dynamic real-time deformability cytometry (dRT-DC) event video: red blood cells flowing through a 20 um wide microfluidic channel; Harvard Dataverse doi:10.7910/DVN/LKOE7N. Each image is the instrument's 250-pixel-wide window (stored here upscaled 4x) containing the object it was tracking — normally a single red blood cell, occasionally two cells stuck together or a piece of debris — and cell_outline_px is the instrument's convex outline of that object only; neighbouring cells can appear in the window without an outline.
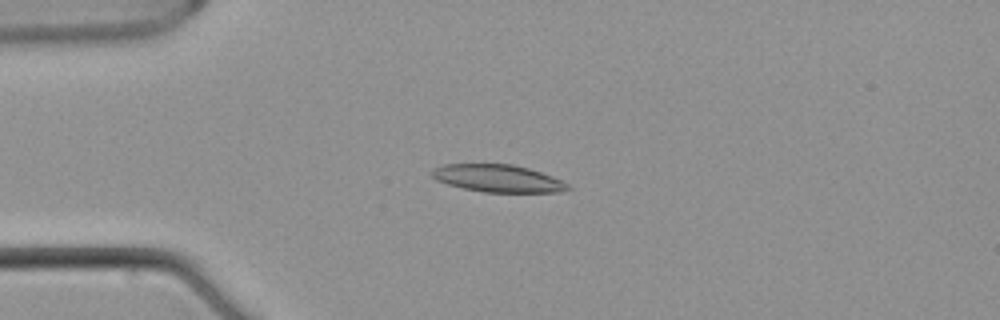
{"species": "common noctule bat (a hibernating species)", "species_latin": "Nyctalus noctula", "temperature_condition": "warm", "stored_images_in_passage": 6, "camera_frame_rate_fps": 3000, "um_per_image_px": 0.085, "animal": {"sex": "male", "body_mass_g": 21.5, "forearm_length_mm": 52.0}, "frame": {"image": 1, "passage_image": 5, "time_ms": 5.667, "image_size_px": [1000, 320], "cell_outline_px": [[572, 188], [560, 192], [484, 192], [464, 188], [448, 184], [436, 180], [432, 176], [432, 168], [444, 164], [512, 164], [528, 168], [552, 176], [568, 184]], "centroid_in_image_um": [42.31, 15.16], "position_along_channel_um": 42.7, "area_um2": 21.62}}